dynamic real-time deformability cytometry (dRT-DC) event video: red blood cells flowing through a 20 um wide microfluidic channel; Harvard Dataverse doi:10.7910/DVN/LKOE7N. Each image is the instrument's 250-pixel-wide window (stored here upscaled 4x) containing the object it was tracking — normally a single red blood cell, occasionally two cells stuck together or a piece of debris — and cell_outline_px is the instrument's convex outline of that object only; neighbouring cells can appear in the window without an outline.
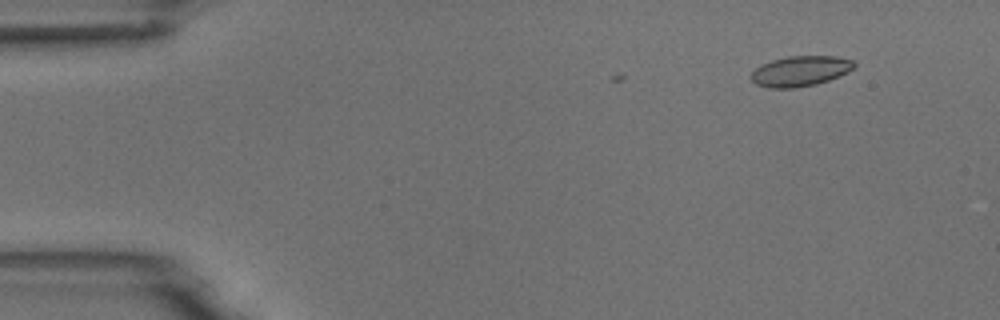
{"species": "common noctule bat (a hibernating species)", "species_latin": "Nyctalus noctula", "temperature_condition": "room temperature", "stored_images_in_passage": 7, "camera_frame_rate_fps": 3000, "um_per_image_px": 0.085, "animal": {"sex": "male", "body_mass_g": 18.8}, "frame": {"image": 1, "passage_image": 2, "time_ms": 1.667, "image_size_px": [1000, 320], "cell_outline_px": [[856, 64], [848, 72], [840, 76], [816, 84], [796, 88], [768, 88], [756, 84], [752, 80], [752, 72], [760, 64], [772, 60], [788, 56], [836, 56], [852, 60]], "centroid_in_image_um": [68.02, 6.04], "position_along_channel_um": 17.0, "area_um2": 18.21}}